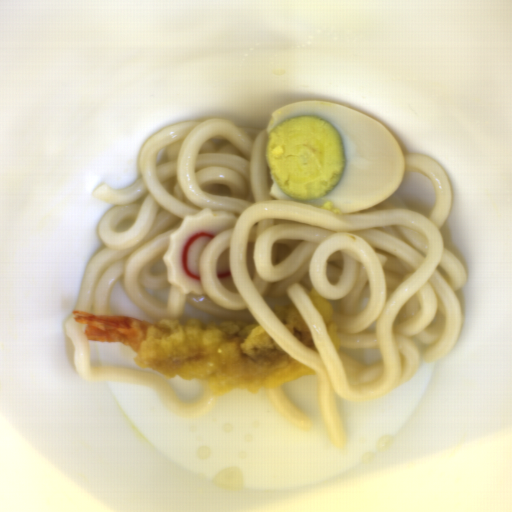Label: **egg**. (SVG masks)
<instances>
[{
	"mask_svg": "<svg viewBox=\"0 0 512 512\" xmlns=\"http://www.w3.org/2000/svg\"><path fill=\"white\" fill-rule=\"evenodd\" d=\"M275 200L357 213L394 195L404 152L390 131L349 107L299 101L275 110L265 129Z\"/></svg>",
	"mask_w": 512,
	"mask_h": 512,
	"instance_id": "d2b9013d",
	"label": "egg"
}]
</instances>
